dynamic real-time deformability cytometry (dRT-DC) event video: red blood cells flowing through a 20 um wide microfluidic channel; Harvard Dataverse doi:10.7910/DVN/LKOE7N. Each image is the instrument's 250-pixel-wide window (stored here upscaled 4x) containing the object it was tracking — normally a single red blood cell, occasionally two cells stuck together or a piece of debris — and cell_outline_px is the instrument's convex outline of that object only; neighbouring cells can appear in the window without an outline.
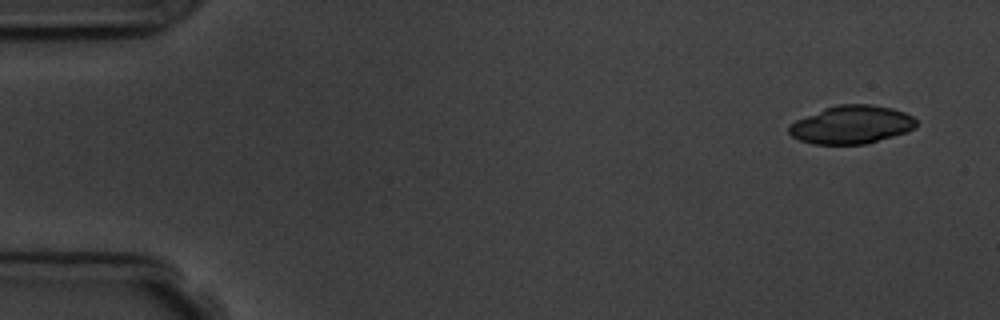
{"species": "common noctule bat (a hibernating species)", "species_latin": "Nyctalus noctula", "temperature_condition": "room temperature", "stored_images_in_passage": 4, "camera_frame_rate_fps": 3000, "um_per_image_px": 0.085, "animal": {"sex": "male", "body_mass_g": 19.5, "forearm_length_mm": 54.6}, "frame": {"image": 1, "passage_image": 1, "time_ms": 0.0, "image_size_px": [1000, 320], "cell_outline_px": [[916, 128], [892, 136], [864, 144], [812, 144], [800, 140], [792, 136], [788, 132], [788, 128], [796, 120], [824, 108], [836, 104], [872, 104], [892, 108], [904, 112], [912, 116], [916, 120]], "centroid_in_image_um": [72.37, 10.59], "position_along_channel_um": 12.6, "area_um2": 28.15}}